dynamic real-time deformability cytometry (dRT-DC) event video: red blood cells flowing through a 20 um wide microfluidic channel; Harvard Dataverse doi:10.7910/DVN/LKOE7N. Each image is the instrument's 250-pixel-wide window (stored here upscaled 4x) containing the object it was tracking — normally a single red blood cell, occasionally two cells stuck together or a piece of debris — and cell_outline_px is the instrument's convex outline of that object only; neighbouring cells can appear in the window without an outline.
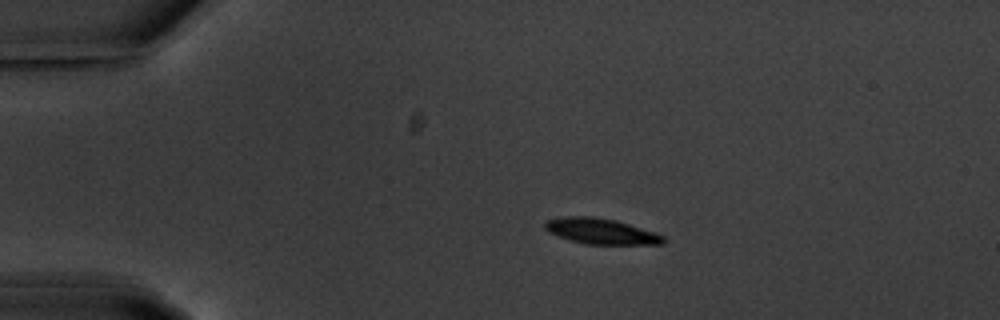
{"species": "common noctule bat (a hibernating species)", "species_latin": "Nyctalus noctula", "temperature_condition": "warm", "stored_images_in_passage": 46, "camera_frame_rate_fps": 3000, "um_per_image_px": 0.085, "animal": {"sex": "male", "body_mass_g": 20.1, "forearm_length_mm": 53.5}, "frame": {"image": 1, "passage_image": 1, "time_ms": 0.0, "image_size_px": [1000, 320], "cell_outline_px": [[668, 240], [664, 244], [584, 244], [568, 240], [548, 232], [544, 228], [544, 224], [548, 220], [564, 216], [592, 216], [616, 220], [656, 232], [664, 236]], "centroid_in_image_um": [51.11, 19.66], "position_along_channel_um": 33.9, "area_um2": 17.92}}
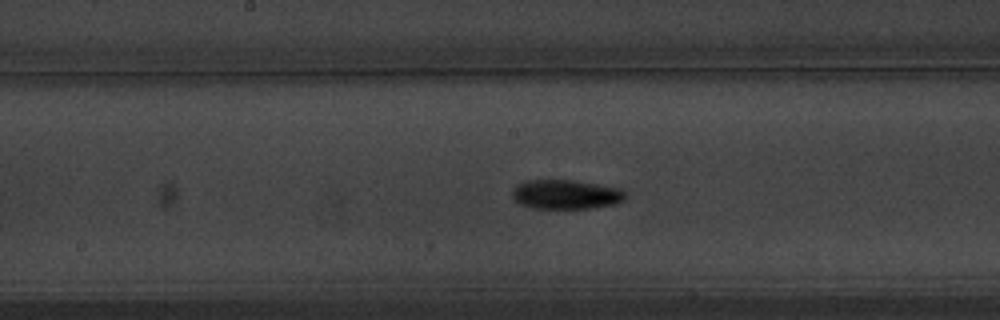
{"frame": {"image": 2, "passage_image": 19, "time_ms": 6.0, "image_size_px": [1000, 320], "cell_outline_px": [[628, 196], [624, 200], [616, 204], [588, 208], [532, 208], [520, 204], [512, 196], [512, 192], [516, 184], [524, 180], [572, 180], [620, 188]], "centroid_in_image_um": [48.09, 16.52], "position_along_channel_um": 200.1, "area_um2": 19.36}}
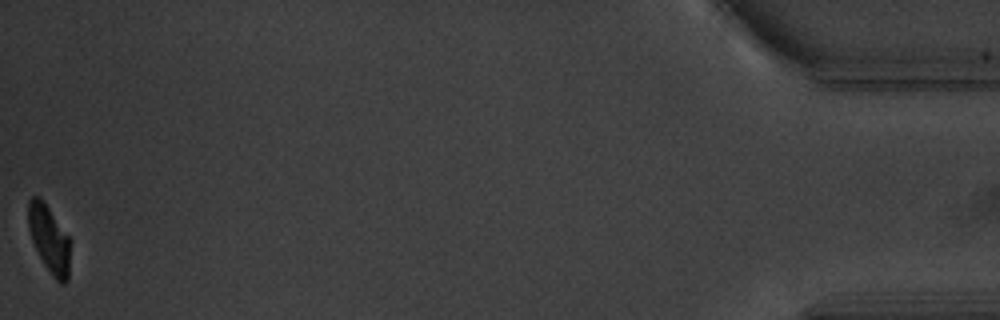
{"frame": {"image": 3, "passage_image": 46, "time_ms": 15.0, "image_size_px": [1000, 320], "cell_outline_px": [[72, 240], [68, 280], [64, 284], [60, 284], [52, 276], [44, 264], [32, 240], [28, 228], [28, 200], [32, 196], [40, 196]], "centroid_in_image_um": [4.22, 20.33], "position_along_channel_um": 431.0, "area_um2": 16.82}, "authors_computed_cell_mechanics": {"area_um2": 18.2359, "velocity_mm_per_s": 3.583, "shape_relaxation_time_tau1_ms": 3.1134, "shape_relaxation_time_tau2_ms": 9.7775, "deformation_change_tau1": 0.1412, "deformation_change_tau2": 0.1046}}